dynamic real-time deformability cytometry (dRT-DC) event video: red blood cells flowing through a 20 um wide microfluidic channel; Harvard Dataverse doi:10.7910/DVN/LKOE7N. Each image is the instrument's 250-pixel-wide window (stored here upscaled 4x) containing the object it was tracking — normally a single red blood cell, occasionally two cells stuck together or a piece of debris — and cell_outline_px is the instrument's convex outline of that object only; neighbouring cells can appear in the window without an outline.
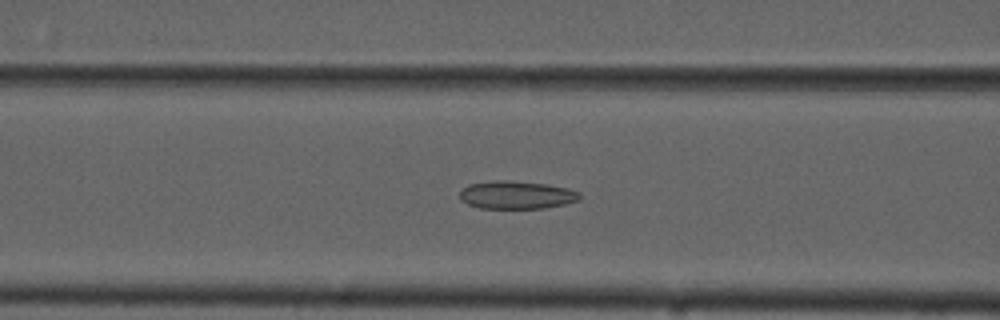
{"species": "common noctule bat (a hibernating species)", "species_latin": "Nyctalus noctula", "temperature_condition": "cold", "stored_images_in_passage": 54, "camera_frame_rate_fps": 3000, "um_per_image_px": 0.085, "animal": {"sex": "male", "forearm_length_mm": 52.5}, "frame": {"image": 1, "passage_image": 22, "time_ms": 7.0, "image_size_px": [1000, 320], "cell_outline_px": [[580, 196], [576, 200], [564, 204], [544, 208], [480, 208], [468, 204], [460, 200], [460, 192], [468, 184], [492, 180], [504, 180], [544, 184], [568, 188], [580, 192]], "centroid_in_image_um": [43.86, 16.57], "position_along_channel_um": 122.7, "area_um2": 19.36}}
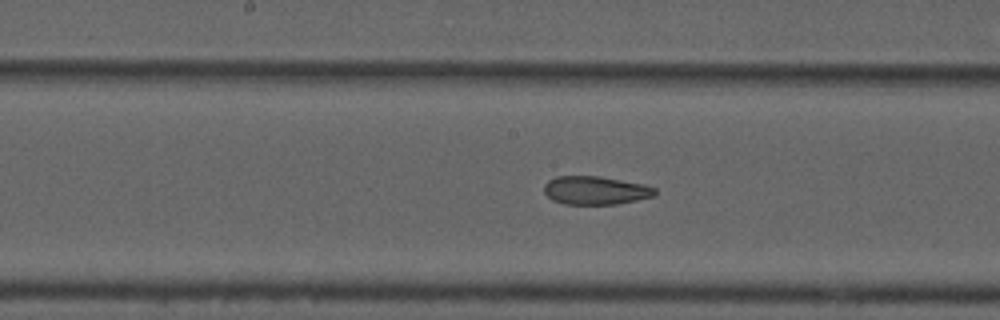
{"frame": {"image": 2, "passage_image": 28, "time_ms": 9.0, "image_size_px": [1000, 320], "cell_outline_px": [[656, 196], [616, 204], [564, 204], [552, 200], [544, 192], [544, 184], [548, 180], [556, 176], [600, 176], [644, 184], [656, 188]], "centroid_in_image_um": [50.62, 16.18], "position_along_channel_um": 197.6, "area_um2": 18.44}}
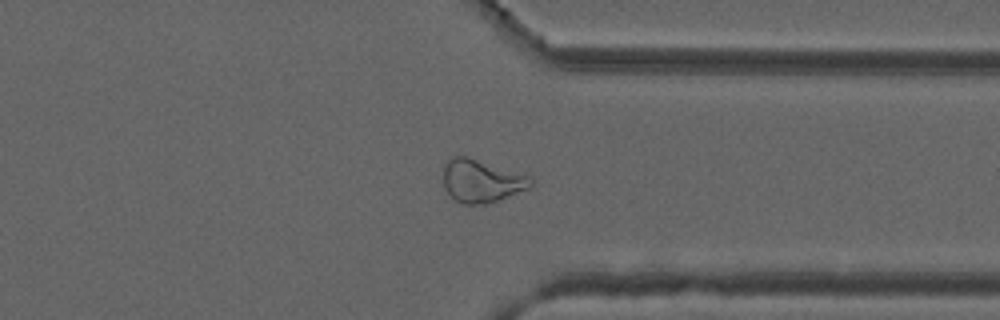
{"frame": {"image": 3, "passage_image": 42, "time_ms": 13.667, "image_size_px": [1000, 320], "cell_outline_px": [[532, 184], [528, 188], [496, 200], [484, 204], [464, 204], [456, 200], [444, 188], [444, 168], [448, 160], [452, 156], [468, 156], [532, 176]], "centroid_in_image_um": [40.93, 15.35], "position_along_channel_um": 370.5, "area_um2": 21.62}, "authors_computed_cell_mechanics": {"area_um2": 22.4842, "velocity_mm_per_s": 3.738, "shape_relaxation_time_tau1_ms": null, "shape_relaxation_time_tau2_ms": 2.7859, "deformation_change_tau1": null, "deformation_change_tau2": 0.094}}